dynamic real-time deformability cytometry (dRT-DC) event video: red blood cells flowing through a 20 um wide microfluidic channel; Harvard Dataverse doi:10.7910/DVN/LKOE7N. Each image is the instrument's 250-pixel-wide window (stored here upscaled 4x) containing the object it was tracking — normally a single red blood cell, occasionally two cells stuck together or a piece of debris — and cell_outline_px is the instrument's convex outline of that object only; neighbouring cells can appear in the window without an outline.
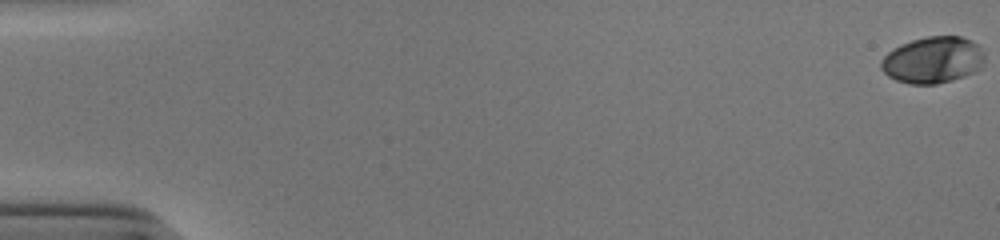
{"species": "human", "species_latin": "Homo sapiens", "temperature_condition": "cold", "stored_images_in_passage": 54, "camera_frame_rate_fps": 3000, "um_per_image_px": 0.085, "donor": {"sex": "male"}, "frame": {"image": 1, "passage_image": 1, "time_ms": 0.0, "image_size_px": [1000, 240], "cell_outline_px": [[984, 60], [980, 68], [976, 72], [952, 80], [936, 84], [908, 84], [896, 80], [888, 76], [880, 68], [880, 60], [892, 48], [900, 44], [912, 40], [928, 36], [960, 36], [972, 40], [984, 52]], "centroid_in_image_um": [79.28, 5.1], "position_along_channel_um": 5.7, "area_um2": 28.32}}
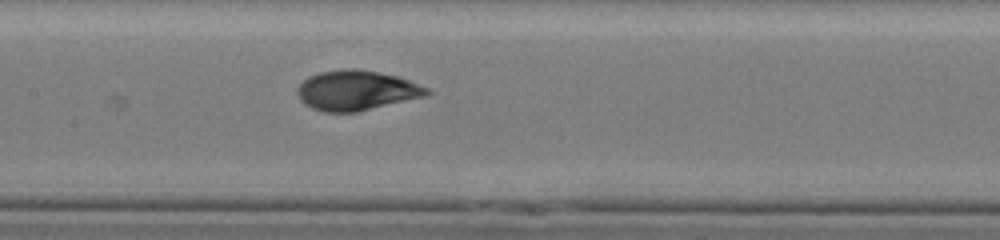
{"frame": {"image": 2, "passage_image": 28, "time_ms": 9.0, "image_size_px": [1000, 240], "cell_outline_px": [[432, 92], [424, 96], [356, 112], [324, 112], [312, 108], [304, 104], [300, 100], [296, 92], [296, 88], [308, 76], [320, 72], [344, 68], [356, 68], [396, 76], [408, 80], [428, 88]], "centroid_in_image_um": [30.24, 7.68], "position_along_channel_um": 177.2, "area_um2": 29.94}}
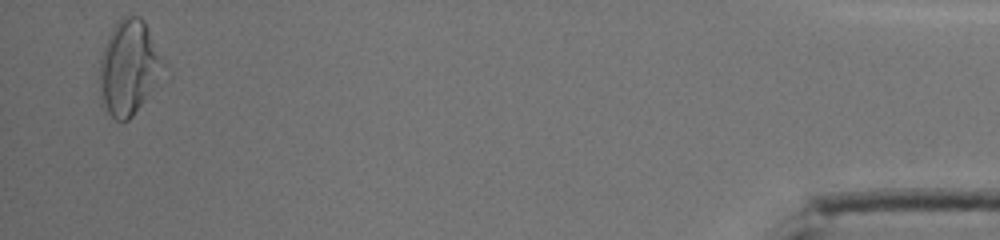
{"frame": {"image": 3, "passage_image": 53, "time_ms": 17.333, "image_size_px": [1000, 240], "cell_outline_px": [[164, 64], [140, 104], [132, 116], [128, 120], [116, 120], [100, 104], [100, 60], [104, 44], [112, 28], [124, 16], [140, 16], [144, 20], [164, 60]], "centroid_in_image_um": [10.88, 5.7], "position_along_channel_um": 424.3, "area_um2": 34.04}, "authors_computed_cell_mechanics": {"area_um2": 29.4491, "velocity_mm_per_s": 3.9205, "shape_relaxation_time_tau1_ms": 4.139, "shape_relaxation_time_tau2_ms": 1.1953, "deformation_change_tau1": 0.1537, "deformation_change_tau2": 0.0474}}